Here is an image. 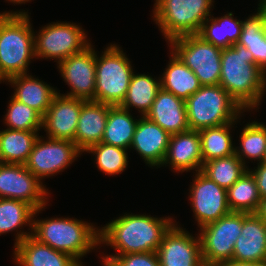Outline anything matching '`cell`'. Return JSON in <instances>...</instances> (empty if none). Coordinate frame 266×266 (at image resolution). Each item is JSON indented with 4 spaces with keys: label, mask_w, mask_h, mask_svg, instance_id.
Returning <instances> with one entry per match:
<instances>
[{
    "label": "cell",
    "mask_w": 266,
    "mask_h": 266,
    "mask_svg": "<svg viewBox=\"0 0 266 266\" xmlns=\"http://www.w3.org/2000/svg\"><path fill=\"white\" fill-rule=\"evenodd\" d=\"M157 255L160 266H205L199 235H190L177 223L164 234Z\"/></svg>",
    "instance_id": "9a60e30c"
},
{
    "label": "cell",
    "mask_w": 266,
    "mask_h": 266,
    "mask_svg": "<svg viewBox=\"0 0 266 266\" xmlns=\"http://www.w3.org/2000/svg\"><path fill=\"white\" fill-rule=\"evenodd\" d=\"M48 194L43 182L24 164L3 163L0 166V198L21 200L36 210L46 207Z\"/></svg>",
    "instance_id": "7c38bea8"
},
{
    "label": "cell",
    "mask_w": 266,
    "mask_h": 266,
    "mask_svg": "<svg viewBox=\"0 0 266 266\" xmlns=\"http://www.w3.org/2000/svg\"><path fill=\"white\" fill-rule=\"evenodd\" d=\"M242 24L243 21L235 19L232 12L216 18L211 15L202 23L197 35L215 47L226 49L238 43Z\"/></svg>",
    "instance_id": "cb8c5ba5"
},
{
    "label": "cell",
    "mask_w": 266,
    "mask_h": 266,
    "mask_svg": "<svg viewBox=\"0 0 266 266\" xmlns=\"http://www.w3.org/2000/svg\"><path fill=\"white\" fill-rule=\"evenodd\" d=\"M170 136L155 122L142 116L137 123L130 148L135 149L148 166L160 168L167 153Z\"/></svg>",
    "instance_id": "ac0fdd59"
},
{
    "label": "cell",
    "mask_w": 266,
    "mask_h": 266,
    "mask_svg": "<svg viewBox=\"0 0 266 266\" xmlns=\"http://www.w3.org/2000/svg\"><path fill=\"white\" fill-rule=\"evenodd\" d=\"M161 89V79H154L148 74L133 73L127 94L121 108L129 110L130 107L138 109L141 116H146L150 111L158 91Z\"/></svg>",
    "instance_id": "83f0119b"
},
{
    "label": "cell",
    "mask_w": 266,
    "mask_h": 266,
    "mask_svg": "<svg viewBox=\"0 0 266 266\" xmlns=\"http://www.w3.org/2000/svg\"><path fill=\"white\" fill-rule=\"evenodd\" d=\"M242 227L243 213L231 212L200 228L199 239L205 266H220L232 260L234 245Z\"/></svg>",
    "instance_id": "9c48e42d"
},
{
    "label": "cell",
    "mask_w": 266,
    "mask_h": 266,
    "mask_svg": "<svg viewBox=\"0 0 266 266\" xmlns=\"http://www.w3.org/2000/svg\"><path fill=\"white\" fill-rule=\"evenodd\" d=\"M234 122L203 128L198 131L201 139L203 163L235 154L230 128Z\"/></svg>",
    "instance_id": "f1b7e54d"
},
{
    "label": "cell",
    "mask_w": 266,
    "mask_h": 266,
    "mask_svg": "<svg viewBox=\"0 0 266 266\" xmlns=\"http://www.w3.org/2000/svg\"><path fill=\"white\" fill-rule=\"evenodd\" d=\"M256 169L252 171L248 168V170L252 173L256 180L257 188L259 191V195L261 199L266 198V163H258L257 162Z\"/></svg>",
    "instance_id": "74e56055"
},
{
    "label": "cell",
    "mask_w": 266,
    "mask_h": 266,
    "mask_svg": "<svg viewBox=\"0 0 266 266\" xmlns=\"http://www.w3.org/2000/svg\"><path fill=\"white\" fill-rule=\"evenodd\" d=\"M169 44L171 52L194 72L202 86L219 85L222 49L197 34L174 38Z\"/></svg>",
    "instance_id": "ba28073f"
},
{
    "label": "cell",
    "mask_w": 266,
    "mask_h": 266,
    "mask_svg": "<svg viewBox=\"0 0 266 266\" xmlns=\"http://www.w3.org/2000/svg\"><path fill=\"white\" fill-rule=\"evenodd\" d=\"M103 263V266H109L107 263H105V262H102Z\"/></svg>",
    "instance_id": "ee69618b"
},
{
    "label": "cell",
    "mask_w": 266,
    "mask_h": 266,
    "mask_svg": "<svg viewBox=\"0 0 266 266\" xmlns=\"http://www.w3.org/2000/svg\"><path fill=\"white\" fill-rule=\"evenodd\" d=\"M214 0H155L153 19L165 39L198 34L211 16Z\"/></svg>",
    "instance_id": "8992f818"
},
{
    "label": "cell",
    "mask_w": 266,
    "mask_h": 266,
    "mask_svg": "<svg viewBox=\"0 0 266 266\" xmlns=\"http://www.w3.org/2000/svg\"><path fill=\"white\" fill-rule=\"evenodd\" d=\"M171 165L172 170L188 172L201 171L203 157L201 152V139L198 131L187 130L170 136L166 156L162 165Z\"/></svg>",
    "instance_id": "ffe728a7"
},
{
    "label": "cell",
    "mask_w": 266,
    "mask_h": 266,
    "mask_svg": "<svg viewBox=\"0 0 266 266\" xmlns=\"http://www.w3.org/2000/svg\"><path fill=\"white\" fill-rule=\"evenodd\" d=\"M240 147H235V154L246 166L245 159L257 160L262 163L266 155V125L256 121L243 127Z\"/></svg>",
    "instance_id": "d6a6232c"
},
{
    "label": "cell",
    "mask_w": 266,
    "mask_h": 266,
    "mask_svg": "<svg viewBox=\"0 0 266 266\" xmlns=\"http://www.w3.org/2000/svg\"><path fill=\"white\" fill-rule=\"evenodd\" d=\"M219 85L244 110L252 111L266 92V74L253 63L252 53L236 43L222 49Z\"/></svg>",
    "instance_id": "7a4b0ae2"
},
{
    "label": "cell",
    "mask_w": 266,
    "mask_h": 266,
    "mask_svg": "<svg viewBox=\"0 0 266 266\" xmlns=\"http://www.w3.org/2000/svg\"><path fill=\"white\" fill-rule=\"evenodd\" d=\"M172 53V54H171ZM161 79V88L176 97L187 100L202 86L194 72L173 52Z\"/></svg>",
    "instance_id": "d4e9b609"
},
{
    "label": "cell",
    "mask_w": 266,
    "mask_h": 266,
    "mask_svg": "<svg viewBox=\"0 0 266 266\" xmlns=\"http://www.w3.org/2000/svg\"><path fill=\"white\" fill-rule=\"evenodd\" d=\"M139 119H133L129 110L120 106L109 109L102 143L130 149Z\"/></svg>",
    "instance_id": "484cf974"
},
{
    "label": "cell",
    "mask_w": 266,
    "mask_h": 266,
    "mask_svg": "<svg viewBox=\"0 0 266 266\" xmlns=\"http://www.w3.org/2000/svg\"><path fill=\"white\" fill-rule=\"evenodd\" d=\"M248 170L236 154L203 163L201 172L219 186L228 189Z\"/></svg>",
    "instance_id": "836d02e7"
},
{
    "label": "cell",
    "mask_w": 266,
    "mask_h": 266,
    "mask_svg": "<svg viewBox=\"0 0 266 266\" xmlns=\"http://www.w3.org/2000/svg\"><path fill=\"white\" fill-rule=\"evenodd\" d=\"M260 201L256 180L249 170L227 189V202L231 212L255 213Z\"/></svg>",
    "instance_id": "f546056e"
},
{
    "label": "cell",
    "mask_w": 266,
    "mask_h": 266,
    "mask_svg": "<svg viewBox=\"0 0 266 266\" xmlns=\"http://www.w3.org/2000/svg\"><path fill=\"white\" fill-rule=\"evenodd\" d=\"M3 164V162H2V159H1V157H0V166Z\"/></svg>",
    "instance_id": "f6af8a7d"
},
{
    "label": "cell",
    "mask_w": 266,
    "mask_h": 266,
    "mask_svg": "<svg viewBox=\"0 0 266 266\" xmlns=\"http://www.w3.org/2000/svg\"><path fill=\"white\" fill-rule=\"evenodd\" d=\"M84 30L73 23L54 22L34 34L35 58L53 59L59 63L69 56L83 51L91 43Z\"/></svg>",
    "instance_id": "30bf717a"
},
{
    "label": "cell",
    "mask_w": 266,
    "mask_h": 266,
    "mask_svg": "<svg viewBox=\"0 0 266 266\" xmlns=\"http://www.w3.org/2000/svg\"><path fill=\"white\" fill-rule=\"evenodd\" d=\"M260 3L258 4L257 12L261 16V20L263 23V30L266 34V0H260Z\"/></svg>",
    "instance_id": "f35d334b"
},
{
    "label": "cell",
    "mask_w": 266,
    "mask_h": 266,
    "mask_svg": "<svg viewBox=\"0 0 266 266\" xmlns=\"http://www.w3.org/2000/svg\"><path fill=\"white\" fill-rule=\"evenodd\" d=\"M174 224L172 218L124 214L99 229V245L106 244L117 256L141 252H157L164 234Z\"/></svg>",
    "instance_id": "6da1fadb"
},
{
    "label": "cell",
    "mask_w": 266,
    "mask_h": 266,
    "mask_svg": "<svg viewBox=\"0 0 266 266\" xmlns=\"http://www.w3.org/2000/svg\"><path fill=\"white\" fill-rule=\"evenodd\" d=\"M238 44L252 53L253 63L266 74V34L258 12L243 21Z\"/></svg>",
    "instance_id": "1f68e13d"
},
{
    "label": "cell",
    "mask_w": 266,
    "mask_h": 266,
    "mask_svg": "<svg viewBox=\"0 0 266 266\" xmlns=\"http://www.w3.org/2000/svg\"><path fill=\"white\" fill-rule=\"evenodd\" d=\"M220 266H266V263L237 262L234 260L222 263Z\"/></svg>",
    "instance_id": "ab89813d"
},
{
    "label": "cell",
    "mask_w": 266,
    "mask_h": 266,
    "mask_svg": "<svg viewBox=\"0 0 266 266\" xmlns=\"http://www.w3.org/2000/svg\"><path fill=\"white\" fill-rule=\"evenodd\" d=\"M232 260L266 263V226L256 213H243V227L235 242Z\"/></svg>",
    "instance_id": "d6986e66"
},
{
    "label": "cell",
    "mask_w": 266,
    "mask_h": 266,
    "mask_svg": "<svg viewBox=\"0 0 266 266\" xmlns=\"http://www.w3.org/2000/svg\"><path fill=\"white\" fill-rule=\"evenodd\" d=\"M6 81L15 88L13 97L36 110L42 117L58 93L55 88L27 74L14 75Z\"/></svg>",
    "instance_id": "603a6c76"
},
{
    "label": "cell",
    "mask_w": 266,
    "mask_h": 266,
    "mask_svg": "<svg viewBox=\"0 0 266 266\" xmlns=\"http://www.w3.org/2000/svg\"><path fill=\"white\" fill-rule=\"evenodd\" d=\"M127 149L98 143L90 146L85 152L95 155L98 170L108 175L121 174L128 166Z\"/></svg>",
    "instance_id": "e575fe53"
},
{
    "label": "cell",
    "mask_w": 266,
    "mask_h": 266,
    "mask_svg": "<svg viewBox=\"0 0 266 266\" xmlns=\"http://www.w3.org/2000/svg\"><path fill=\"white\" fill-rule=\"evenodd\" d=\"M39 133L5 129L0 131V157L3 163L25 164Z\"/></svg>",
    "instance_id": "4316f807"
},
{
    "label": "cell",
    "mask_w": 266,
    "mask_h": 266,
    "mask_svg": "<svg viewBox=\"0 0 266 266\" xmlns=\"http://www.w3.org/2000/svg\"><path fill=\"white\" fill-rule=\"evenodd\" d=\"M255 213L266 223V198L261 199Z\"/></svg>",
    "instance_id": "60d3db41"
},
{
    "label": "cell",
    "mask_w": 266,
    "mask_h": 266,
    "mask_svg": "<svg viewBox=\"0 0 266 266\" xmlns=\"http://www.w3.org/2000/svg\"><path fill=\"white\" fill-rule=\"evenodd\" d=\"M82 152L70 140L38 137L25 167L40 181L63 172Z\"/></svg>",
    "instance_id": "8fae6325"
},
{
    "label": "cell",
    "mask_w": 266,
    "mask_h": 266,
    "mask_svg": "<svg viewBox=\"0 0 266 266\" xmlns=\"http://www.w3.org/2000/svg\"><path fill=\"white\" fill-rule=\"evenodd\" d=\"M90 44L83 51L73 54L58 63L64 82L70 86L66 96L94 100L96 82V53Z\"/></svg>",
    "instance_id": "5bb4252c"
},
{
    "label": "cell",
    "mask_w": 266,
    "mask_h": 266,
    "mask_svg": "<svg viewBox=\"0 0 266 266\" xmlns=\"http://www.w3.org/2000/svg\"><path fill=\"white\" fill-rule=\"evenodd\" d=\"M146 117L159 125L170 135L190 129L187 119L185 100L163 90L158 91Z\"/></svg>",
    "instance_id": "44dd1931"
},
{
    "label": "cell",
    "mask_w": 266,
    "mask_h": 266,
    "mask_svg": "<svg viewBox=\"0 0 266 266\" xmlns=\"http://www.w3.org/2000/svg\"><path fill=\"white\" fill-rule=\"evenodd\" d=\"M38 242L79 260L99 246V228L73 218L33 219L32 235Z\"/></svg>",
    "instance_id": "277c9868"
},
{
    "label": "cell",
    "mask_w": 266,
    "mask_h": 266,
    "mask_svg": "<svg viewBox=\"0 0 266 266\" xmlns=\"http://www.w3.org/2000/svg\"><path fill=\"white\" fill-rule=\"evenodd\" d=\"M190 130L238 121L245 110L220 85L201 86L185 100Z\"/></svg>",
    "instance_id": "5b68a950"
},
{
    "label": "cell",
    "mask_w": 266,
    "mask_h": 266,
    "mask_svg": "<svg viewBox=\"0 0 266 266\" xmlns=\"http://www.w3.org/2000/svg\"><path fill=\"white\" fill-rule=\"evenodd\" d=\"M45 207L34 209L28 203L10 198H0V235L22 229L24 225L31 228L33 218ZM21 227V228H20Z\"/></svg>",
    "instance_id": "4dcf8cb0"
},
{
    "label": "cell",
    "mask_w": 266,
    "mask_h": 266,
    "mask_svg": "<svg viewBox=\"0 0 266 266\" xmlns=\"http://www.w3.org/2000/svg\"><path fill=\"white\" fill-rule=\"evenodd\" d=\"M28 12L0 13V76L8 78L26 74L35 57L34 30Z\"/></svg>",
    "instance_id": "3957f363"
},
{
    "label": "cell",
    "mask_w": 266,
    "mask_h": 266,
    "mask_svg": "<svg viewBox=\"0 0 266 266\" xmlns=\"http://www.w3.org/2000/svg\"><path fill=\"white\" fill-rule=\"evenodd\" d=\"M84 101L58 92L42 118V128L47 132V137L75 143L77 123Z\"/></svg>",
    "instance_id": "2e32d148"
},
{
    "label": "cell",
    "mask_w": 266,
    "mask_h": 266,
    "mask_svg": "<svg viewBox=\"0 0 266 266\" xmlns=\"http://www.w3.org/2000/svg\"><path fill=\"white\" fill-rule=\"evenodd\" d=\"M111 107L94 100L82 103L75 134V144L82 153L102 141Z\"/></svg>",
    "instance_id": "7402d4cb"
},
{
    "label": "cell",
    "mask_w": 266,
    "mask_h": 266,
    "mask_svg": "<svg viewBox=\"0 0 266 266\" xmlns=\"http://www.w3.org/2000/svg\"><path fill=\"white\" fill-rule=\"evenodd\" d=\"M32 233L16 234L14 260L19 266H83L72 256L38 242Z\"/></svg>",
    "instance_id": "e0dca14e"
},
{
    "label": "cell",
    "mask_w": 266,
    "mask_h": 266,
    "mask_svg": "<svg viewBox=\"0 0 266 266\" xmlns=\"http://www.w3.org/2000/svg\"><path fill=\"white\" fill-rule=\"evenodd\" d=\"M9 1L10 3L12 2L13 4H25L26 2H30V0H6Z\"/></svg>",
    "instance_id": "b9f144b4"
},
{
    "label": "cell",
    "mask_w": 266,
    "mask_h": 266,
    "mask_svg": "<svg viewBox=\"0 0 266 266\" xmlns=\"http://www.w3.org/2000/svg\"><path fill=\"white\" fill-rule=\"evenodd\" d=\"M105 49L100 58L96 54L94 101L120 106L134 73L132 64L118 45L111 44Z\"/></svg>",
    "instance_id": "52a82bcc"
},
{
    "label": "cell",
    "mask_w": 266,
    "mask_h": 266,
    "mask_svg": "<svg viewBox=\"0 0 266 266\" xmlns=\"http://www.w3.org/2000/svg\"><path fill=\"white\" fill-rule=\"evenodd\" d=\"M109 266H160L157 252H141L117 256H102Z\"/></svg>",
    "instance_id": "8d00e7d4"
},
{
    "label": "cell",
    "mask_w": 266,
    "mask_h": 266,
    "mask_svg": "<svg viewBox=\"0 0 266 266\" xmlns=\"http://www.w3.org/2000/svg\"><path fill=\"white\" fill-rule=\"evenodd\" d=\"M189 199L199 228L231 213L227 189L219 186L201 171L196 172Z\"/></svg>",
    "instance_id": "4fadbf2b"
},
{
    "label": "cell",
    "mask_w": 266,
    "mask_h": 266,
    "mask_svg": "<svg viewBox=\"0 0 266 266\" xmlns=\"http://www.w3.org/2000/svg\"><path fill=\"white\" fill-rule=\"evenodd\" d=\"M8 104L4 119L7 129L35 132L42 129L43 117L36 110L18 101L13 96Z\"/></svg>",
    "instance_id": "d590c367"
},
{
    "label": "cell",
    "mask_w": 266,
    "mask_h": 266,
    "mask_svg": "<svg viewBox=\"0 0 266 266\" xmlns=\"http://www.w3.org/2000/svg\"><path fill=\"white\" fill-rule=\"evenodd\" d=\"M2 81L5 82V80L0 76V83H1Z\"/></svg>",
    "instance_id": "7bdbcfd3"
}]
</instances>
